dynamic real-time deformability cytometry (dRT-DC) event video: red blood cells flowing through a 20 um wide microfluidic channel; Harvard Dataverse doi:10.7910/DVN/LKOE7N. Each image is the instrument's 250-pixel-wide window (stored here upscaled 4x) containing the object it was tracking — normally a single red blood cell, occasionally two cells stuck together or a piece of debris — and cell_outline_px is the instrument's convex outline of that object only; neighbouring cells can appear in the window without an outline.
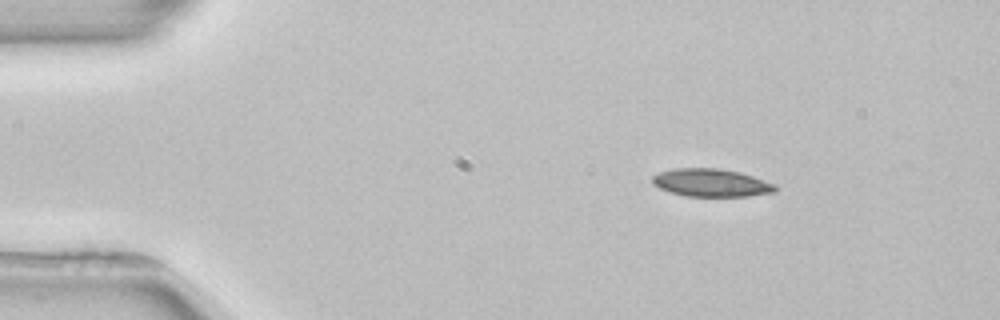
{"species": "common noctule bat (a hibernating species)", "species_latin": "Nyctalus noctula", "temperature_condition": "room temperature", "stored_images_in_passage": 3, "camera_frame_rate_fps": 3000, "um_per_image_px": 0.085, "animal": {"sex": "female", "body_mass_g": 22.7, "forearm_length_mm": 54.2}, "frame": {"image": 1, "passage_image": 1, "time_ms": 0.0, "image_size_px": [1000, 320], "cell_outline_px": [[776, 192], [748, 196], [684, 196], [660, 188], [652, 184], [652, 176], [660, 172], [672, 168], [716, 168], [740, 172], [776, 184]], "centroid_in_image_um": [60.45, 15.53], "position_along_channel_um": 24.6, "area_um2": 19.94}}
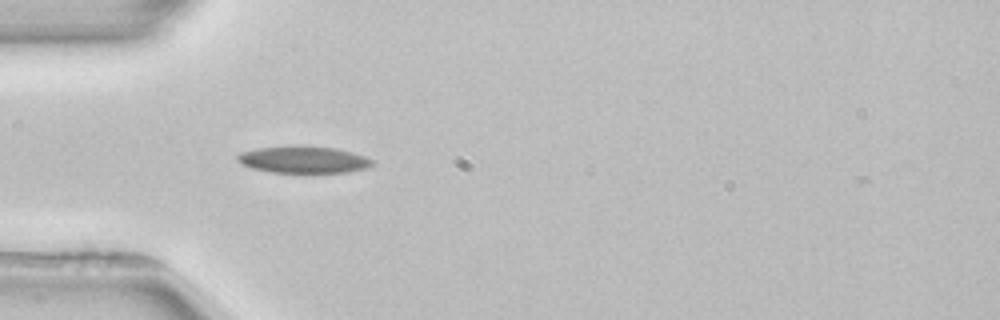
{"frame": {"image": 2, "passage_image": 3, "time_ms": 2.667, "image_size_px": [1000, 320], "cell_outline_px": [[376, 164], [364, 168], [348, 172], [272, 172], [252, 168], [236, 160], [236, 156], [240, 152], [256, 148], [300, 144], [304, 144], [336, 148], [352, 152], [364, 156], [372, 160]], "centroid_in_image_um": [25.78, 13.53], "position_along_channel_um": 59.2, "area_um2": 21.39}}